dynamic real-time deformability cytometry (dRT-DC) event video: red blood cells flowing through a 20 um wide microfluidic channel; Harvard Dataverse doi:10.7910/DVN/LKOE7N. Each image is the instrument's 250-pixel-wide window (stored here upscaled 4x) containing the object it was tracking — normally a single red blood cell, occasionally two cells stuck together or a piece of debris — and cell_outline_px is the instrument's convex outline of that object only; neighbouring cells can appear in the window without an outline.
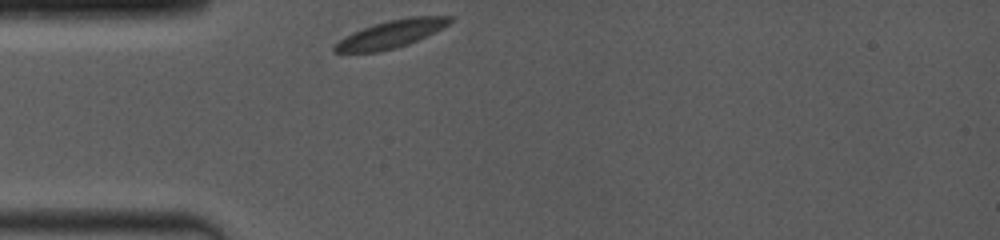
{"species": "common noctule bat (a hibernating species)", "species_latin": "Nyctalus noctula", "temperature_condition": "room temperature", "stored_images_in_passage": 13, "camera_frame_rate_fps": 4000, "um_per_image_px": 0.085, "animal": {"sex": "female", "body_mass_g": 19.0, "forearm_length_mm": 53.3}, "frame": {"image": 1, "passage_image": 1, "time_ms": 0.0, "image_size_px": [1000, 240], "cell_outline_px": [[452, 20], [448, 24], [408, 44], [396, 48], [376, 52], [332, 52], [332, 48], [344, 36], [352, 32], [376, 24], [392, 20], [412, 16], [452, 16]], "centroid_in_image_um": [33.19, 2.9], "position_along_channel_um": 51.8, "area_um2": 17.98}}
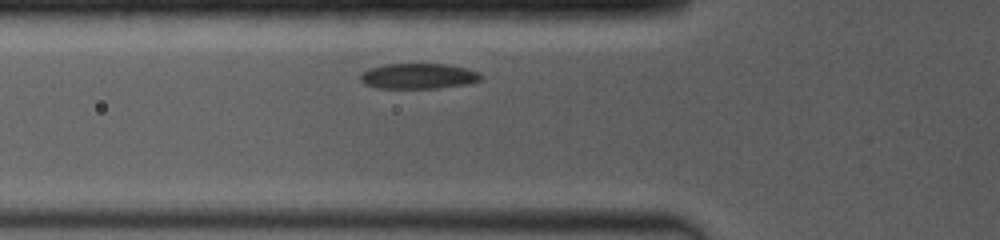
{"frame": {"image": 2, "passage_image": 9, "time_ms": 1.25, "image_size_px": [1000, 240], "cell_outline_px": [[484, 76], [480, 80], [468, 84], [436, 88], [376, 88], [364, 84], [360, 80], [360, 76], [364, 72], [372, 68], [384, 64], [448, 64], [480, 72]], "centroid_in_image_um": [35.59, 6.47], "position_along_channel_um": 90.2, "area_um2": 17.86}}